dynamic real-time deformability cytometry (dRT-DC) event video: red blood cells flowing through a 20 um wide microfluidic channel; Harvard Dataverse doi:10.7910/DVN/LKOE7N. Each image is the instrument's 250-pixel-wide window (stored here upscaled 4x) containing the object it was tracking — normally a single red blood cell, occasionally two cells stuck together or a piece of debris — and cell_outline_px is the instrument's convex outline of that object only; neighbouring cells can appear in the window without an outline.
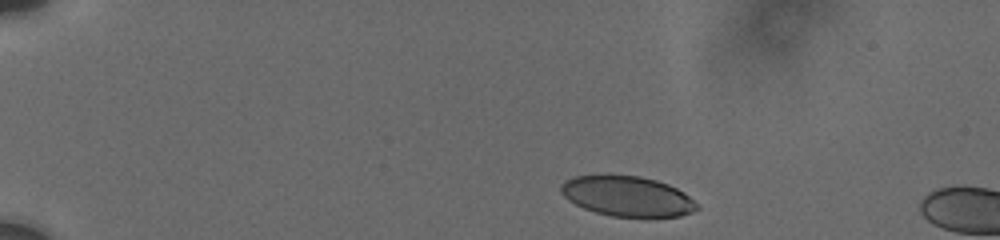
{"species": "human", "species_latin": "Homo sapiens", "temperature_condition": "cold", "stored_images_in_passage": 3, "camera_frame_rate_fps": 3000, "um_per_image_px": 0.085, "donor": {"sex": "male"}, "frame": {"image": 1, "passage_image": 1, "time_ms": 0.0, "image_size_px": [1000, 240], "cell_outline_px": [[700, 208], [692, 212], [680, 216], [648, 220], [612, 216], [596, 212], [584, 208], [568, 200], [560, 192], [560, 184], [564, 180], [576, 176], [608, 172], [640, 176], [656, 180], [668, 184], [684, 192]], "centroid_in_image_um": [53.31, 16.68], "position_along_channel_um": 31.7, "area_um2": 33.29}}